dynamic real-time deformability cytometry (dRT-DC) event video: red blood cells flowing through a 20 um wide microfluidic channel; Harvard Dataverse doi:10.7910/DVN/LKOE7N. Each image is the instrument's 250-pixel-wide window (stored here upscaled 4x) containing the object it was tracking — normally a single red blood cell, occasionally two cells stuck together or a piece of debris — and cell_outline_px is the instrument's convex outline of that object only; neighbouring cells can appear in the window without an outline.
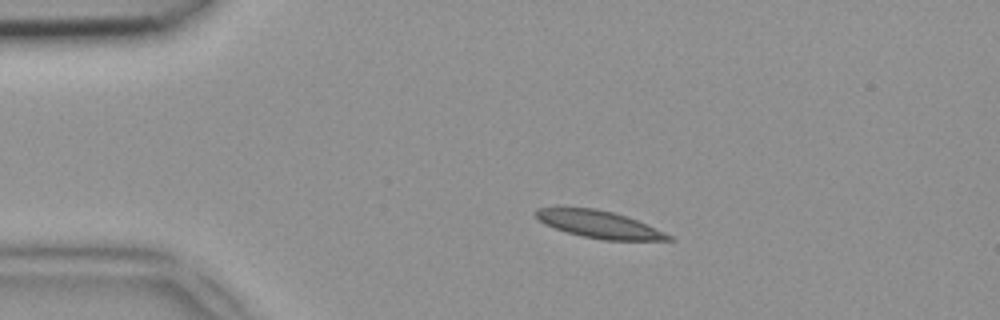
{"species": "common noctule bat (a hibernating species)", "species_latin": "Nyctalus noctula", "temperature_condition": "room temperature", "stored_images_in_passage": 39, "camera_frame_rate_fps": 3000, "um_per_image_px": 0.085, "animal": {"sex": "female", "body_mass_g": 18.4}, "frame": {"image": 1, "passage_image": 1, "time_ms": 0.0, "image_size_px": [1000, 320], "cell_outline_px": [[676, 240], [604, 240], [584, 236], [568, 232], [544, 224], [532, 212], [536, 208], [556, 204], [560, 204], [596, 208], [612, 212], [636, 220], [664, 232], [672, 236]], "centroid_in_image_um": [50.78, 19.01], "position_along_channel_um": 34.2, "area_um2": 21.56}}
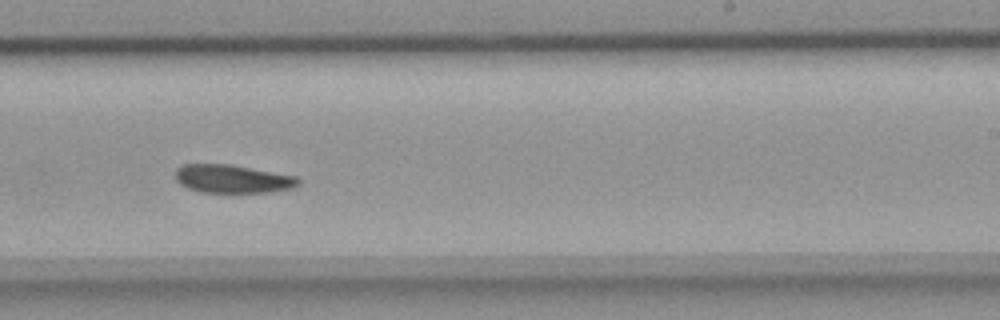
{"frame": {"image": 2, "passage_image": 21, "time_ms": 6.667, "image_size_px": [1000, 320], "cell_outline_px": [[300, 184], [292, 188], [272, 192], [200, 192], [188, 188], [180, 184], [176, 180], [176, 168], [184, 164], [228, 164], [296, 176], [300, 180]], "centroid_in_image_um": [19.76, 15.2], "position_along_channel_um": 269.2, "area_um2": 20.17}}
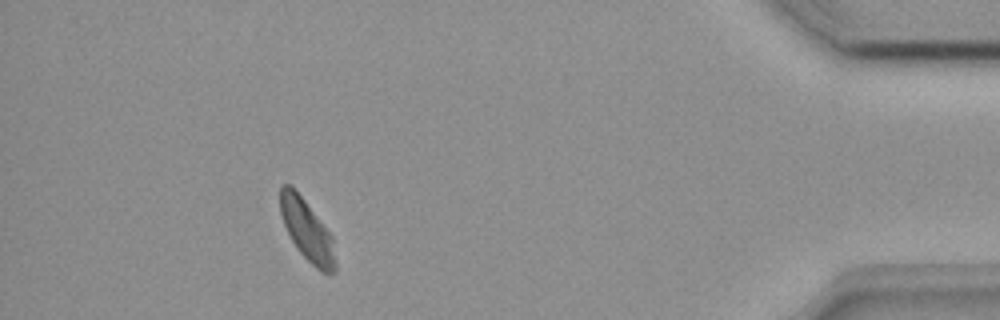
{"frame": {"image": 3, "passage_image": 35, "time_ms": 11.333, "image_size_px": [1000, 320], "cell_outline_px": [[336, 272], [320, 272], [296, 248], [284, 224], [280, 212], [280, 184], [288, 184], [304, 200], [332, 236], [336, 264]], "centroid_in_image_um": [26.09, 19.6], "position_along_channel_um": 409.1, "area_um2": 19.13}}